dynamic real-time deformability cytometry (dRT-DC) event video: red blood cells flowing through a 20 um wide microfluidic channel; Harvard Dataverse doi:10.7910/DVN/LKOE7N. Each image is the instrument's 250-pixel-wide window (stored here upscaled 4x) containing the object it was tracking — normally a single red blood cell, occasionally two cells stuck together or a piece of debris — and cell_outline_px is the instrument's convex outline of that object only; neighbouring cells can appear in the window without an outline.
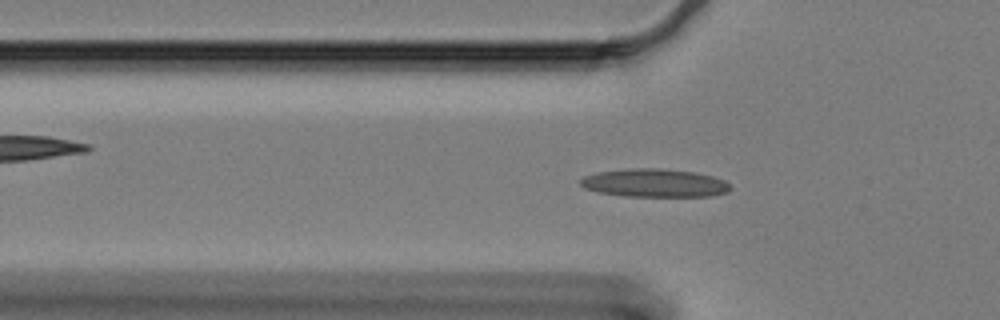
{"species": "Egyptian fruit bat (a non-hibernating species)", "species_latin": "Rousettus aegyptiacus", "temperature_condition": "cold", "stored_images_in_passage": 61, "camera_frame_rate_fps": 3000, "um_per_image_px": 0.085, "animal": {"sex": "female"}, "frame": {"image": 1, "passage_image": 20, "time_ms": 6.333, "image_size_px": [1000, 320], "cell_outline_px": [[732, 188], [728, 192], [712, 196], [624, 196], [596, 192], [584, 188], [580, 184], [580, 180], [584, 176], [596, 172], [632, 168], [660, 168], [696, 172], [712, 176], [724, 180]], "centroid_in_image_um": [55.62, 15.55], "position_along_channel_um": 70.2, "area_um2": 24.8}}
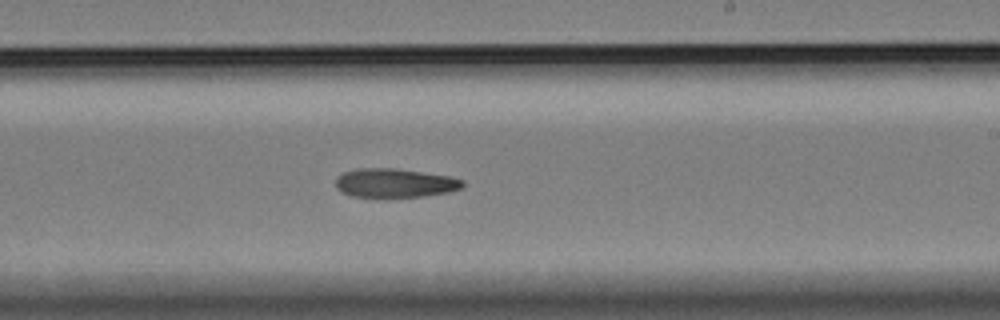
{"frame": {"image": 2, "passage_image": 37, "time_ms": 12.0, "image_size_px": [1000, 320], "cell_outline_px": [[464, 188], [448, 192], [424, 196], [388, 200], [384, 200], [352, 196], [340, 192], [336, 188], [336, 176], [344, 172], [360, 168], [396, 168], [448, 176], [464, 180]], "centroid_in_image_um": [33.52, 15.6], "position_along_channel_um": 255.5, "area_um2": 22.37}}
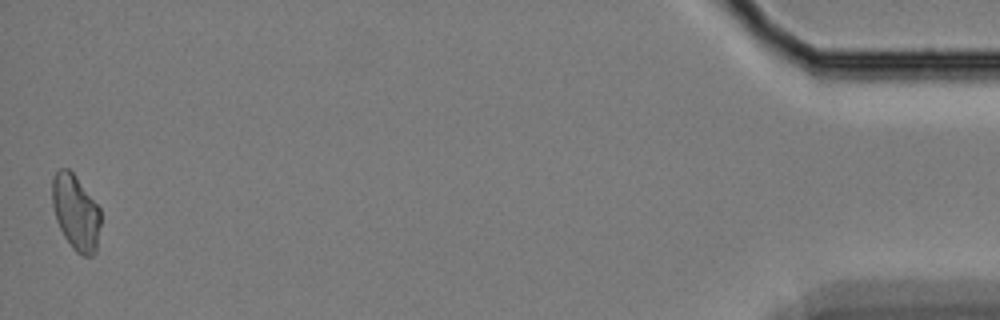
{"frame": {"image": 3, "passage_image": 61, "time_ms": 20.0, "image_size_px": [1000, 320], "cell_outline_px": [[100, 224], [96, 252], [92, 256], [84, 256], [76, 252], [72, 248], [64, 236], [56, 220], [52, 204], [52, 176], [60, 168], [68, 168], [72, 172], [100, 208]], "centroid_in_image_um": [6.43, 18.06], "position_along_channel_um": 428.8, "area_um2": 21.21}}